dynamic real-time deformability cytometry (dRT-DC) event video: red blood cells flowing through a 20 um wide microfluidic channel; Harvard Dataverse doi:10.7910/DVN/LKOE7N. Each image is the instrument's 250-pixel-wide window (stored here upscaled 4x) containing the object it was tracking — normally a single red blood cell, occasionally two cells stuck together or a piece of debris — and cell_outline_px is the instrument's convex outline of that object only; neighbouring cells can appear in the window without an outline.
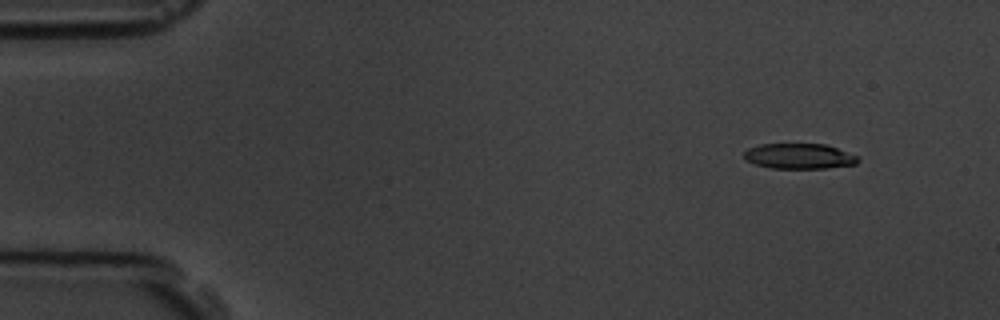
{"species": "common noctule bat (a hibernating species)", "species_latin": "Nyctalus noctula", "temperature_condition": "room temperature", "stored_images_in_passage": 4, "camera_frame_rate_fps": 3000, "um_per_image_px": 0.085, "animal": {"sex": "male", "body_mass_g": 19.5, "forearm_length_mm": 54.6}, "frame": {"image": 1, "passage_image": 1, "time_ms": 0.0, "image_size_px": [1000, 320], "cell_outline_px": [[860, 160], [856, 164], [824, 168], [772, 168], [756, 164], [748, 160], [744, 156], [744, 152], [748, 148], [760, 144], [824, 144], [860, 156]], "centroid_in_image_um": [67.97, 13.27], "position_along_channel_um": 17.0, "area_um2": 16.7}}
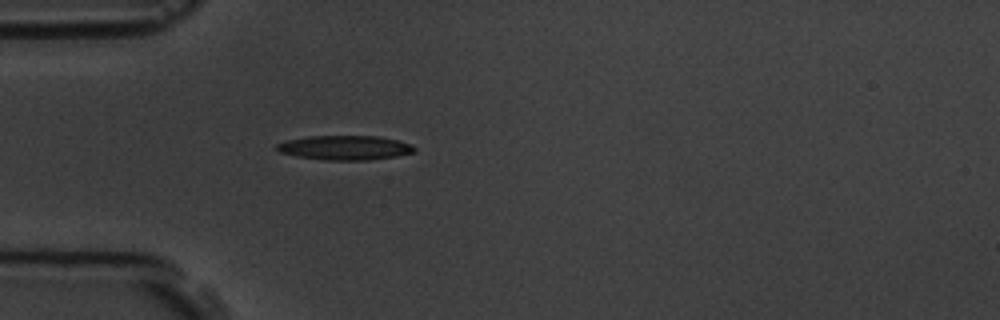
{"frame": {"image": 2, "passage_image": 4, "time_ms": 3.667, "image_size_px": [1000, 320], "cell_outline_px": [[416, 152], [396, 156], [368, 160], [324, 160], [296, 156], [280, 152], [276, 148], [276, 144], [288, 140], [308, 136], [380, 136], [400, 140], [412, 144], [416, 148]], "centroid_in_image_um": [29.37, 12.55], "position_along_channel_um": 55.6, "area_um2": 19.71}}